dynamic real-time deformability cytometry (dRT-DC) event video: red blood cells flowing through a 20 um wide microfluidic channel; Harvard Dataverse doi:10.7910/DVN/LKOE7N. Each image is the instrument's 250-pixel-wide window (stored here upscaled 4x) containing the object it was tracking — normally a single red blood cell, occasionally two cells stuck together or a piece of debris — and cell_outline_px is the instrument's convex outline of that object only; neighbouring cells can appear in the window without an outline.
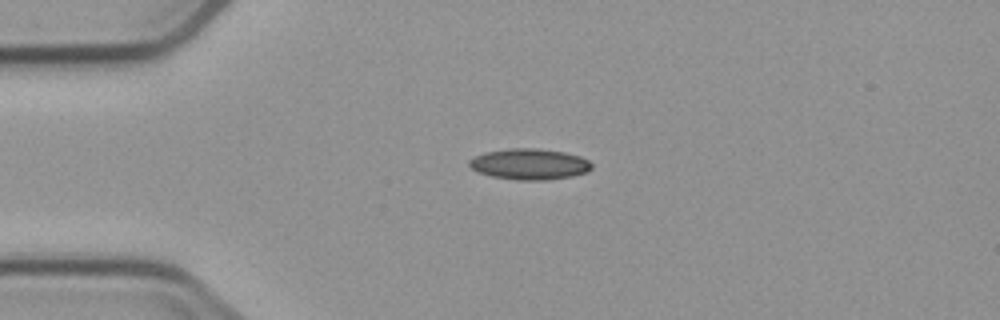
{"species": "common noctule bat (a hibernating species)", "species_latin": "Nyctalus noctula", "temperature_condition": "cold", "stored_images_in_passage": 3, "camera_frame_rate_fps": 3000, "um_per_image_px": 0.085, "animal": {"sex": "male", "body_mass_g": 23.1, "forearm_length_mm": 52.7}, "frame": {"image": 1, "passage_image": 2, "time_ms": 1.333, "image_size_px": [1000, 320], "cell_outline_px": [[592, 168], [588, 172], [572, 176], [548, 180], [516, 180], [492, 176], [476, 172], [468, 164], [468, 160], [484, 152], [508, 148], [536, 148], [564, 152], [580, 156], [588, 160], [592, 164]], "centroid_in_image_um": [45.0, 13.95], "position_along_channel_um": 40.0, "area_um2": 22.25}}